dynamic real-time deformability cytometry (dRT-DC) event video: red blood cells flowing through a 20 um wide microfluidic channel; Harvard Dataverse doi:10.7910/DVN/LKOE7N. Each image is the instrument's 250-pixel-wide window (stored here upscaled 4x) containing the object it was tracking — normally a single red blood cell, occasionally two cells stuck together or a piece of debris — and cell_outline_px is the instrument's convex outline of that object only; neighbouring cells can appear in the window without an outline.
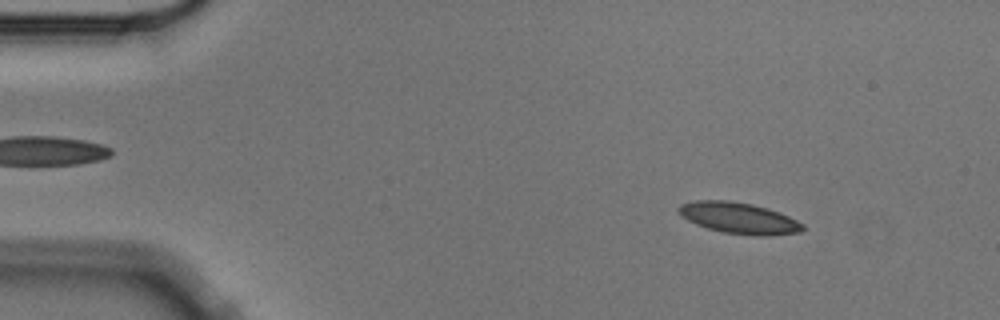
{"species": "Egyptian fruit bat (a non-hibernating species)", "species_latin": "Rousettus aegyptiacus", "temperature_condition": "cold", "stored_images_in_passage": 7, "camera_frame_rate_fps": 3000, "um_per_image_px": 0.085, "animal": {"sex": "male"}, "frame": {"image": 1, "passage_image": 1, "time_ms": 0.0, "image_size_px": [1000, 320], "cell_outline_px": [[804, 228], [800, 232], [768, 236], [760, 236], [720, 232], [696, 224], [688, 220], [676, 208], [680, 204], [696, 200], [728, 200], [752, 204], [768, 208], [780, 212], [804, 224]], "centroid_in_image_um": [62.82, 18.53], "position_along_channel_um": 22.2, "area_um2": 22.54}}
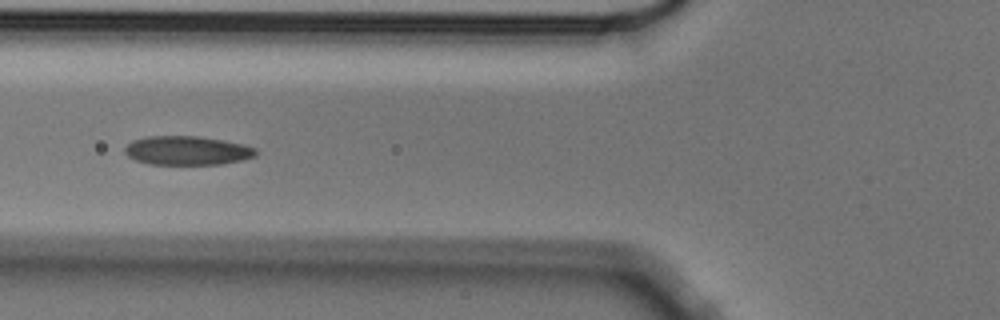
{"frame": {"image": 2, "passage_image": 5, "time_ms": 1.333, "image_size_px": [1000, 320], "cell_outline_px": [[256, 156], [244, 160], [220, 164], [148, 164], [136, 160], [128, 156], [124, 152], [124, 148], [132, 140], [148, 136], [196, 136], [224, 140], [244, 144], [256, 148]], "centroid_in_image_um": [15.92, 12.79], "position_along_channel_um": 109.9, "area_um2": 22.2}}
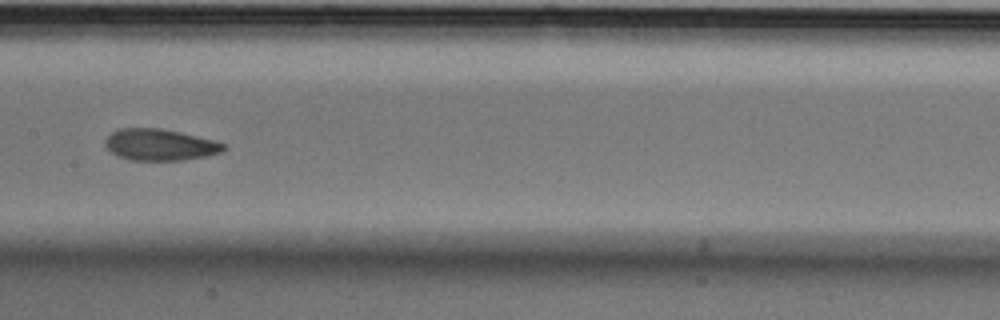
{"frame": {"image": 3, "passage_image": 7, "time_ms": 2.0, "image_size_px": [1000, 320], "cell_outline_px": [[228, 148], [220, 152], [204, 156], [184, 160], [132, 160], [120, 156], [112, 152], [104, 144], [104, 140], [112, 132], [120, 128], [160, 128], [180, 132], [216, 140], [224, 144]], "centroid_in_image_um": [13.61, 12.29], "position_along_channel_um": 193.8, "area_um2": 21.62}}